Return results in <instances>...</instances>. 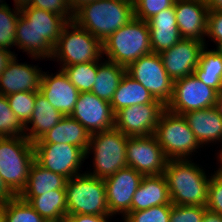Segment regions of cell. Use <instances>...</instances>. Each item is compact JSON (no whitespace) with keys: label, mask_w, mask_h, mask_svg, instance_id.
<instances>
[{"label":"cell","mask_w":222,"mask_h":222,"mask_svg":"<svg viewBox=\"0 0 222 222\" xmlns=\"http://www.w3.org/2000/svg\"><path fill=\"white\" fill-rule=\"evenodd\" d=\"M20 10L15 45L34 59H51L63 27L72 21L73 17H61L35 7H23Z\"/></svg>","instance_id":"1"},{"label":"cell","mask_w":222,"mask_h":222,"mask_svg":"<svg viewBox=\"0 0 222 222\" xmlns=\"http://www.w3.org/2000/svg\"><path fill=\"white\" fill-rule=\"evenodd\" d=\"M164 175L173 205H207L210 177L197 164L189 159H171Z\"/></svg>","instance_id":"2"},{"label":"cell","mask_w":222,"mask_h":222,"mask_svg":"<svg viewBox=\"0 0 222 222\" xmlns=\"http://www.w3.org/2000/svg\"><path fill=\"white\" fill-rule=\"evenodd\" d=\"M134 17L133 0H96L80 7L72 21L103 42Z\"/></svg>","instance_id":"3"},{"label":"cell","mask_w":222,"mask_h":222,"mask_svg":"<svg viewBox=\"0 0 222 222\" xmlns=\"http://www.w3.org/2000/svg\"><path fill=\"white\" fill-rule=\"evenodd\" d=\"M109 61L125 68L141 56L152 53L147 21L133 18L102 42Z\"/></svg>","instance_id":"4"},{"label":"cell","mask_w":222,"mask_h":222,"mask_svg":"<svg viewBox=\"0 0 222 222\" xmlns=\"http://www.w3.org/2000/svg\"><path fill=\"white\" fill-rule=\"evenodd\" d=\"M34 161V146L26 137L0 138V176L16 196L25 189Z\"/></svg>","instance_id":"5"},{"label":"cell","mask_w":222,"mask_h":222,"mask_svg":"<svg viewBox=\"0 0 222 222\" xmlns=\"http://www.w3.org/2000/svg\"><path fill=\"white\" fill-rule=\"evenodd\" d=\"M65 190L67 215H110L104 179L85 172L67 179Z\"/></svg>","instance_id":"6"},{"label":"cell","mask_w":222,"mask_h":222,"mask_svg":"<svg viewBox=\"0 0 222 222\" xmlns=\"http://www.w3.org/2000/svg\"><path fill=\"white\" fill-rule=\"evenodd\" d=\"M102 53L103 45L97 37L78 26L74 21H69L62 29L51 58H57L62 62V67H66L97 62L103 57Z\"/></svg>","instance_id":"7"},{"label":"cell","mask_w":222,"mask_h":222,"mask_svg":"<svg viewBox=\"0 0 222 222\" xmlns=\"http://www.w3.org/2000/svg\"><path fill=\"white\" fill-rule=\"evenodd\" d=\"M127 138L126 134L116 128L91 134L86 158L91 152L94 153V171L88 174L105 179L115 174L119 169L127 167Z\"/></svg>","instance_id":"8"},{"label":"cell","mask_w":222,"mask_h":222,"mask_svg":"<svg viewBox=\"0 0 222 222\" xmlns=\"http://www.w3.org/2000/svg\"><path fill=\"white\" fill-rule=\"evenodd\" d=\"M154 136L168 160L188 159L201 147L183 115L167 109L160 115Z\"/></svg>","instance_id":"9"},{"label":"cell","mask_w":222,"mask_h":222,"mask_svg":"<svg viewBox=\"0 0 222 222\" xmlns=\"http://www.w3.org/2000/svg\"><path fill=\"white\" fill-rule=\"evenodd\" d=\"M126 73L165 106L171 100L174 81L167 74L159 54L152 52L141 56L126 68Z\"/></svg>","instance_id":"10"},{"label":"cell","mask_w":222,"mask_h":222,"mask_svg":"<svg viewBox=\"0 0 222 222\" xmlns=\"http://www.w3.org/2000/svg\"><path fill=\"white\" fill-rule=\"evenodd\" d=\"M218 92L207 86L194 74L173 82V95L167 103L166 109L175 114H185L214 107Z\"/></svg>","instance_id":"11"},{"label":"cell","mask_w":222,"mask_h":222,"mask_svg":"<svg viewBox=\"0 0 222 222\" xmlns=\"http://www.w3.org/2000/svg\"><path fill=\"white\" fill-rule=\"evenodd\" d=\"M35 161L43 168L70 179L78 174L86 153L70 144L33 143ZM79 172V173H78Z\"/></svg>","instance_id":"12"},{"label":"cell","mask_w":222,"mask_h":222,"mask_svg":"<svg viewBox=\"0 0 222 222\" xmlns=\"http://www.w3.org/2000/svg\"><path fill=\"white\" fill-rule=\"evenodd\" d=\"M126 153L127 167L144 176L164 174L168 159L154 135L128 137Z\"/></svg>","instance_id":"13"},{"label":"cell","mask_w":222,"mask_h":222,"mask_svg":"<svg viewBox=\"0 0 222 222\" xmlns=\"http://www.w3.org/2000/svg\"><path fill=\"white\" fill-rule=\"evenodd\" d=\"M166 109L163 103H146L125 107L115 113L114 128L128 137L154 135L160 115Z\"/></svg>","instance_id":"14"},{"label":"cell","mask_w":222,"mask_h":222,"mask_svg":"<svg viewBox=\"0 0 222 222\" xmlns=\"http://www.w3.org/2000/svg\"><path fill=\"white\" fill-rule=\"evenodd\" d=\"M143 177V174L133 168L125 167L104 179L110 215L121 213L124 218L131 211L133 195L141 184Z\"/></svg>","instance_id":"15"},{"label":"cell","mask_w":222,"mask_h":222,"mask_svg":"<svg viewBox=\"0 0 222 222\" xmlns=\"http://www.w3.org/2000/svg\"><path fill=\"white\" fill-rule=\"evenodd\" d=\"M91 134L114 128V116L110 102L91 92H80L70 115Z\"/></svg>","instance_id":"16"},{"label":"cell","mask_w":222,"mask_h":222,"mask_svg":"<svg viewBox=\"0 0 222 222\" xmlns=\"http://www.w3.org/2000/svg\"><path fill=\"white\" fill-rule=\"evenodd\" d=\"M205 44L195 39H181L170 49L159 53L163 66L173 81L193 74Z\"/></svg>","instance_id":"17"},{"label":"cell","mask_w":222,"mask_h":222,"mask_svg":"<svg viewBox=\"0 0 222 222\" xmlns=\"http://www.w3.org/2000/svg\"><path fill=\"white\" fill-rule=\"evenodd\" d=\"M177 27L182 39L204 42L207 35L208 6L202 0H175Z\"/></svg>","instance_id":"18"},{"label":"cell","mask_w":222,"mask_h":222,"mask_svg":"<svg viewBox=\"0 0 222 222\" xmlns=\"http://www.w3.org/2000/svg\"><path fill=\"white\" fill-rule=\"evenodd\" d=\"M39 91L64 116L71 115L80 93L62 69L54 76L43 72Z\"/></svg>","instance_id":"19"},{"label":"cell","mask_w":222,"mask_h":222,"mask_svg":"<svg viewBox=\"0 0 222 222\" xmlns=\"http://www.w3.org/2000/svg\"><path fill=\"white\" fill-rule=\"evenodd\" d=\"M16 55L0 74V94L8 96L18 92L39 91L41 72L38 66L18 63Z\"/></svg>","instance_id":"20"},{"label":"cell","mask_w":222,"mask_h":222,"mask_svg":"<svg viewBox=\"0 0 222 222\" xmlns=\"http://www.w3.org/2000/svg\"><path fill=\"white\" fill-rule=\"evenodd\" d=\"M150 30V45L153 53H161L170 49L182 37L177 27L174 5L160 11L147 20Z\"/></svg>","instance_id":"21"},{"label":"cell","mask_w":222,"mask_h":222,"mask_svg":"<svg viewBox=\"0 0 222 222\" xmlns=\"http://www.w3.org/2000/svg\"><path fill=\"white\" fill-rule=\"evenodd\" d=\"M158 205H172L166 177L164 174L144 176L133 195L131 211Z\"/></svg>","instance_id":"22"},{"label":"cell","mask_w":222,"mask_h":222,"mask_svg":"<svg viewBox=\"0 0 222 222\" xmlns=\"http://www.w3.org/2000/svg\"><path fill=\"white\" fill-rule=\"evenodd\" d=\"M193 131L198 143L202 145L222 141V117L214 107L190 111L182 114Z\"/></svg>","instance_id":"23"},{"label":"cell","mask_w":222,"mask_h":222,"mask_svg":"<svg viewBox=\"0 0 222 222\" xmlns=\"http://www.w3.org/2000/svg\"><path fill=\"white\" fill-rule=\"evenodd\" d=\"M89 142L90 133L69 115L64 116L58 124L34 143H67L81 148L86 153Z\"/></svg>","instance_id":"24"},{"label":"cell","mask_w":222,"mask_h":222,"mask_svg":"<svg viewBox=\"0 0 222 222\" xmlns=\"http://www.w3.org/2000/svg\"><path fill=\"white\" fill-rule=\"evenodd\" d=\"M64 115L56 110L40 91H36V100L30 120L25 124V137L34 143L52 129ZM28 123L32 126L29 128Z\"/></svg>","instance_id":"25"},{"label":"cell","mask_w":222,"mask_h":222,"mask_svg":"<svg viewBox=\"0 0 222 222\" xmlns=\"http://www.w3.org/2000/svg\"><path fill=\"white\" fill-rule=\"evenodd\" d=\"M146 103L162 102L155 99L140 82L125 73L110 102L113 113L115 114L117 111L125 107Z\"/></svg>","instance_id":"26"},{"label":"cell","mask_w":222,"mask_h":222,"mask_svg":"<svg viewBox=\"0 0 222 222\" xmlns=\"http://www.w3.org/2000/svg\"><path fill=\"white\" fill-rule=\"evenodd\" d=\"M46 222H64L67 216L66 190H53L40 196H20Z\"/></svg>","instance_id":"27"},{"label":"cell","mask_w":222,"mask_h":222,"mask_svg":"<svg viewBox=\"0 0 222 222\" xmlns=\"http://www.w3.org/2000/svg\"><path fill=\"white\" fill-rule=\"evenodd\" d=\"M67 178L43 168L34 161L29 170L28 182L19 196H40L53 190H65Z\"/></svg>","instance_id":"28"},{"label":"cell","mask_w":222,"mask_h":222,"mask_svg":"<svg viewBox=\"0 0 222 222\" xmlns=\"http://www.w3.org/2000/svg\"><path fill=\"white\" fill-rule=\"evenodd\" d=\"M125 73L126 68L115 62L105 60L99 63L97 61V76L91 93L102 100L111 102Z\"/></svg>","instance_id":"29"},{"label":"cell","mask_w":222,"mask_h":222,"mask_svg":"<svg viewBox=\"0 0 222 222\" xmlns=\"http://www.w3.org/2000/svg\"><path fill=\"white\" fill-rule=\"evenodd\" d=\"M193 74L218 93L222 92V56L215 49L210 51L204 46Z\"/></svg>","instance_id":"30"},{"label":"cell","mask_w":222,"mask_h":222,"mask_svg":"<svg viewBox=\"0 0 222 222\" xmlns=\"http://www.w3.org/2000/svg\"><path fill=\"white\" fill-rule=\"evenodd\" d=\"M61 69L79 92H91L97 76V62L74 64Z\"/></svg>","instance_id":"31"},{"label":"cell","mask_w":222,"mask_h":222,"mask_svg":"<svg viewBox=\"0 0 222 222\" xmlns=\"http://www.w3.org/2000/svg\"><path fill=\"white\" fill-rule=\"evenodd\" d=\"M6 222H46L25 200L15 196L3 203Z\"/></svg>","instance_id":"32"},{"label":"cell","mask_w":222,"mask_h":222,"mask_svg":"<svg viewBox=\"0 0 222 222\" xmlns=\"http://www.w3.org/2000/svg\"><path fill=\"white\" fill-rule=\"evenodd\" d=\"M25 125L11 110L7 97L0 94V138L25 137Z\"/></svg>","instance_id":"33"},{"label":"cell","mask_w":222,"mask_h":222,"mask_svg":"<svg viewBox=\"0 0 222 222\" xmlns=\"http://www.w3.org/2000/svg\"><path fill=\"white\" fill-rule=\"evenodd\" d=\"M14 9L11 11L9 6L0 7V48L9 51L10 47L15 46L17 20L21 14L20 8Z\"/></svg>","instance_id":"34"},{"label":"cell","mask_w":222,"mask_h":222,"mask_svg":"<svg viewBox=\"0 0 222 222\" xmlns=\"http://www.w3.org/2000/svg\"><path fill=\"white\" fill-rule=\"evenodd\" d=\"M6 97L11 110L25 125L30 120L33 113L36 91L18 92Z\"/></svg>","instance_id":"35"},{"label":"cell","mask_w":222,"mask_h":222,"mask_svg":"<svg viewBox=\"0 0 222 222\" xmlns=\"http://www.w3.org/2000/svg\"><path fill=\"white\" fill-rule=\"evenodd\" d=\"M172 205H158L148 209L130 211L123 222H170Z\"/></svg>","instance_id":"36"},{"label":"cell","mask_w":222,"mask_h":222,"mask_svg":"<svg viewBox=\"0 0 222 222\" xmlns=\"http://www.w3.org/2000/svg\"><path fill=\"white\" fill-rule=\"evenodd\" d=\"M135 18L147 21L160 11L174 5L175 0H133Z\"/></svg>","instance_id":"37"},{"label":"cell","mask_w":222,"mask_h":222,"mask_svg":"<svg viewBox=\"0 0 222 222\" xmlns=\"http://www.w3.org/2000/svg\"><path fill=\"white\" fill-rule=\"evenodd\" d=\"M214 172L210 176L206 208L222 215V170L218 168Z\"/></svg>","instance_id":"38"},{"label":"cell","mask_w":222,"mask_h":222,"mask_svg":"<svg viewBox=\"0 0 222 222\" xmlns=\"http://www.w3.org/2000/svg\"><path fill=\"white\" fill-rule=\"evenodd\" d=\"M206 206L173 205L170 212V222H202Z\"/></svg>","instance_id":"39"},{"label":"cell","mask_w":222,"mask_h":222,"mask_svg":"<svg viewBox=\"0 0 222 222\" xmlns=\"http://www.w3.org/2000/svg\"><path fill=\"white\" fill-rule=\"evenodd\" d=\"M43 9L61 17H73L67 0H31L28 6Z\"/></svg>","instance_id":"40"},{"label":"cell","mask_w":222,"mask_h":222,"mask_svg":"<svg viewBox=\"0 0 222 222\" xmlns=\"http://www.w3.org/2000/svg\"><path fill=\"white\" fill-rule=\"evenodd\" d=\"M216 45L222 42V12L209 10L207 35Z\"/></svg>","instance_id":"41"},{"label":"cell","mask_w":222,"mask_h":222,"mask_svg":"<svg viewBox=\"0 0 222 222\" xmlns=\"http://www.w3.org/2000/svg\"><path fill=\"white\" fill-rule=\"evenodd\" d=\"M110 216L112 217V215L73 214L67 215L64 222H108Z\"/></svg>","instance_id":"42"},{"label":"cell","mask_w":222,"mask_h":222,"mask_svg":"<svg viewBox=\"0 0 222 222\" xmlns=\"http://www.w3.org/2000/svg\"><path fill=\"white\" fill-rule=\"evenodd\" d=\"M15 196L16 195L7 187V185L0 176V204L11 200Z\"/></svg>","instance_id":"43"},{"label":"cell","mask_w":222,"mask_h":222,"mask_svg":"<svg viewBox=\"0 0 222 222\" xmlns=\"http://www.w3.org/2000/svg\"><path fill=\"white\" fill-rule=\"evenodd\" d=\"M15 54L4 48H0V74L8 65V62L12 59Z\"/></svg>","instance_id":"44"},{"label":"cell","mask_w":222,"mask_h":222,"mask_svg":"<svg viewBox=\"0 0 222 222\" xmlns=\"http://www.w3.org/2000/svg\"><path fill=\"white\" fill-rule=\"evenodd\" d=\"M202 222H222V215L206 209L202 218Z\"/></svg>","instance_id":"45"},{"label":"cell","mask_w":222,"mask_h":222,"mask_svg":"<svg viewBox=\"0 0 222 222\" xmlns=\"http://www.w3.org/2000/svg\"><path fill=\"white\" fill-rule=\"evenodd\" d=\"M94 1L96 0H67V3L69 5L70 10L74 14L80 7Z\"/></svg>","instance_id":"46"},{"label":"cell","mask_w":222,"mask_h":222,"mask_svg":"<svg viewBox=\"0 0 222 222\" xmlns=\"http://www.w3.org/2000/svg\"><path fill=\"white\" fill-rule=\"evenodd\" d=\"M212 11L222 12V0H202Z\"/></svg>","instance_id":"47"},{"label":"cell","mask_w":222,"mask_h":222,"mask_svg":"<svg viewBox=\"0 0 222 222\" xmlns=\"http://www.w3.org/2000/svg\"><path fill=\"white\" fill-rule=\"evenodd\" d=\"M214 108L217 110L218 114L222 117V92L218 93L217 101L214 105Z\"/></svg>","instance_id":"48"},{"label":"cell","mask_w":222,"mask_h":222,"mask_svg":"<svg viewBox=\"0 0 222 222\" xmlns=\"http://www.w3.org/2000/svg\"><path fill=\"white\" fill-rule=\"evenodd\" d=\"M31 0H14L15 7L17 8H23L25 6H28Z\"/></svg>","instance_id":"49"},{"label":"cell","mask_w":222,"mask_h":222,"mask_svg":"<svg viewBox=\"0 0 222 222\" xmlns=\"http://www.w3.org/2000/svg\"><path fill=\"white\" fill-rule=\"evenodd\" d=\"M0 222H6V218L3 210V203L0 204Z\"/></svg>","instance_id":"50"},{"label":"cell","mask_w":222,"mask_h":222,"mask_svg":"<svg viewBox=\"0 0 222 222\" xmlns=\"http://www.w3.org/2000/svg\"><path fill=\"white\" fill-rule=\"evenodd\" d=\"M216 51L222 56V42L218 43Z\"/></svg>","instance_id":"51"},{"label":"cell","mask_w":222,"mask_h":222,"mask_svg":"<svg viewBox=\"0 0 222 222\" xmlns=\"http://www.w3.org/2000/svg\"><path fill=\"white\" fill-rule=\"evenodd\" d=\"M4 0H0V7H7L8 5L6 4V2H4Z\"/></svg>","instance_id":"52"},{"label":"cell","mask_w":222,"mask_h":222,"mask_svg":"<svg viewBox=\"0 0 222 222\" xmlns=\"http://www.w3.org/2000/svg\"><path fill=\"white\" fill-rule=\"evenodd\" d=\"M217 157H219V159H220V160H219V161H220L219 163H221V162H222V149L220 150V153H219V155H218Z\"/></svg>","instance_id":"53"}]
</instances>
